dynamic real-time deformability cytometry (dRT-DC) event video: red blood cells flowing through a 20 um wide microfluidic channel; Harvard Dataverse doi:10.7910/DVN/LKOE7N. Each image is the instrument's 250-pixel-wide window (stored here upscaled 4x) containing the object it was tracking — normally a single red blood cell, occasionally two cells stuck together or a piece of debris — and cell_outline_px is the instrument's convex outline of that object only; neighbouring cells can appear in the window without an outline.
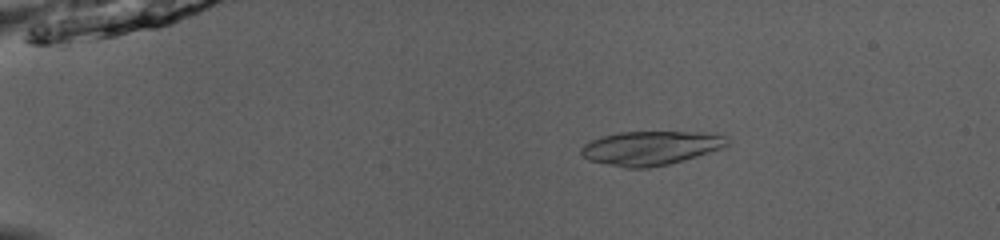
{"species": "common noctule bat (a hibernating species)", "species_latin": "Nyctalus noctula", "temperature_condition": "room temperature", "stored_images_in_passage": 43, "camera_frame_rate_fps": 3000, "um_per_image_px": 0.085, "animal": {"sex": "male", "body_mass_g": 13.0, "forearm_length_mm": 53.1}, "frame": {"image": 1, "passage_image": 3, "time_ms": 0.667, "image_size_px": [1000, 240], "cell_outline_px": [[732, 144], [684, 160], [668, 164], [648, 168], [624, 168], [588, 160], [580, 156], [580, 148], [584, 144], [592, 140], [604, 136], [620, 132], [716, 132], [728, 136], [732, 140]], "centroid_in_image_um": [55.35, 12.57], "position_along_channel_um": 29.6, "area_um2": 29.3}}